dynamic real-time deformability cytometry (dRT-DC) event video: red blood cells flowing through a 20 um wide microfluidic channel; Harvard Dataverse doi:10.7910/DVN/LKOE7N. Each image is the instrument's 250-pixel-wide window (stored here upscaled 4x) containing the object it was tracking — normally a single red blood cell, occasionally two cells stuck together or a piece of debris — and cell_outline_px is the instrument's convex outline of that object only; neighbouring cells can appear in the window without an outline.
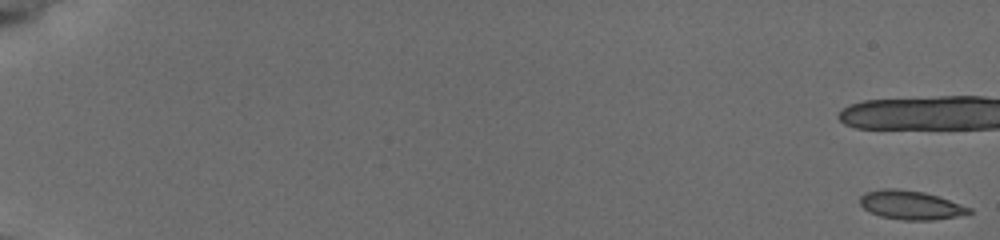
{"species": "common noctule bat (a hibernating species)", "species_latin": "Nyctalus noctula", "temperature_condition": "cold", "stored_images_in_passage": 25, "camera_frame_rate_fps": 3000, "um_per_image_px": 0.085, "animal": {"sex": "female", "body_mass_g": 19.5, "forearm_length_mm": 54.1}, "frame": {"image": 1, "passage_image": 1, "time_ms": 0.0, "image_size_px": [1000, 240], "cell_outline_px": [[972, 212], [956, 216], [932, 220], [904, 220], [880, 216], [868, 212], [860, 204], [860, 196], [864, 192], [884, 188], [896, 188], [924, 192], [972, 208]], "centroid_in_image_um": [77.35, 17.42], "position_along_channel_um": 7.6, "area_um2": 18.26}}